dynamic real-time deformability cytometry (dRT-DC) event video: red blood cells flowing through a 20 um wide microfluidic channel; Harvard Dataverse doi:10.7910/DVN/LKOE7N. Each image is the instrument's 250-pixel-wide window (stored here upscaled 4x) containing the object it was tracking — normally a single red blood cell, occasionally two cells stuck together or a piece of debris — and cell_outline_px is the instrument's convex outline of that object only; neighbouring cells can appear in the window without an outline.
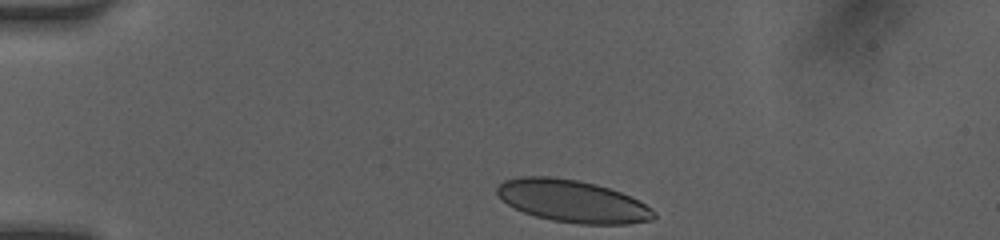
{"species": "human", "species_latin": "Homo sapiens", "temperature_condition": "room temperature", "stored_images_in_passage": 20, "camera_frame_rate_fps": 3000, "um_per_image_px": 0.085, "donor": {"sex": "female"}, "frame": {"image": 1, "passage_image": 1, "time_ms": 0.0, "image_size_px": [1000, 240], "cell_outline_px": [[656, 216], [652, 220], [628, 224], [580, 224], [552, 220], [536, 216], [524, 212], [508, 204], [496, 192], [496, 188], [504, 180], [520, 176], [548, 176], [576, 180], [596, 184], [620, 192], [652, 208], [656, 212]], "centroid_in_image_um": [48.67, 17.1], "position_along_channel_um": 36.3, "area_um2": 38.32}}
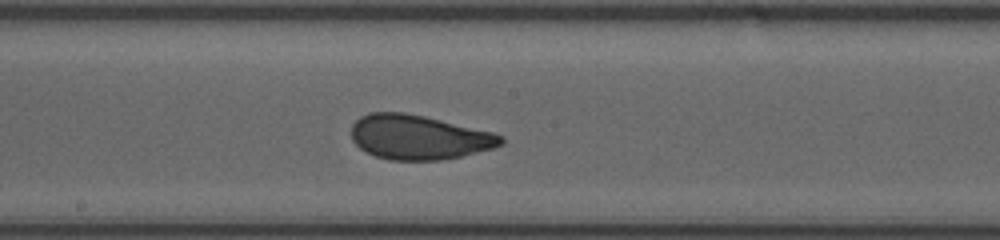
{"frame": {"image": 2, "passage_image": 12, "time_ms": 5.667, "image_size_px": [1000, 240], "cell_outline_px": [[504, 144], [492, 148], [460, 156], [440, 160], [388, 160], [376, 156], [360, 148], [352, 140], [352, 124], [360, 116], [368, 112], [404, 112], [424, 116], [492, 132], [504, 136]], "centroid_in_image_um": [35.58, 11.66], "position_along_channel_um": 212.6, "area_um2": 38.67}}
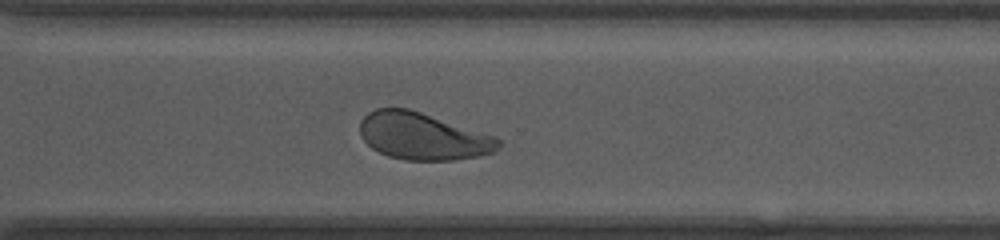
{"frame": {"image": 3, "passage_image": 20, "time_ms": 8.667, "image_size_px": [1000, 240], "cell_outline_px": [[500, 148], [496, 152], [476, 156], [452, 160], [404, 160], [388, 156], [372, 148], [360, 136], [360, 120], [368, 112], [376, 108], [408, 108], [496, 136], [500, 140]], "centroid_in_image_um": [35.94, 11.58], "position_along_channel_um": 334.7, "area_um2": 38.03}}